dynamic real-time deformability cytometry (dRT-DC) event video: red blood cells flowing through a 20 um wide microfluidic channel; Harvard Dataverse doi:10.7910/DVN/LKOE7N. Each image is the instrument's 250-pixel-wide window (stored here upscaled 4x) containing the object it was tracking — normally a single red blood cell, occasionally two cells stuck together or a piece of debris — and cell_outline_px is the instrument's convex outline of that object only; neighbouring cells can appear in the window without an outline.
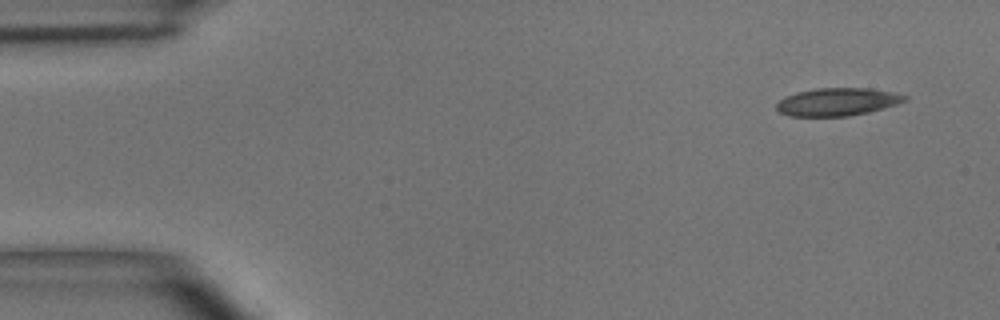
{"species": "common noctule bat (a hibernating species)", "species_latin": "Nyctalus noctula", "temperature_condition": "room temperature", "stored_images_in_passage": 4, "camera_frame_rate_fps": 3000, "um_per_image_px": 0.085, "animal": {"sex": "male", "body_mass_g": 15.6}, "frame": {"image": 1, "passage_image": 1, "time_ms": 0.0, "image_size_px": [1000, 320], "cell_outline_px": [[908, 100], [884, 108], [868, 112], [848, 116], [788, 116], [780, 112], [776, 108], [776, 104], [784, 96], [796, 92], [816, 88], [868, 88], [892, 92], [908, 96]], "centroid_in_image_um": [71.16, 8.65], "position_along_channel_um": 13.8, "area_um2": 20.81}}